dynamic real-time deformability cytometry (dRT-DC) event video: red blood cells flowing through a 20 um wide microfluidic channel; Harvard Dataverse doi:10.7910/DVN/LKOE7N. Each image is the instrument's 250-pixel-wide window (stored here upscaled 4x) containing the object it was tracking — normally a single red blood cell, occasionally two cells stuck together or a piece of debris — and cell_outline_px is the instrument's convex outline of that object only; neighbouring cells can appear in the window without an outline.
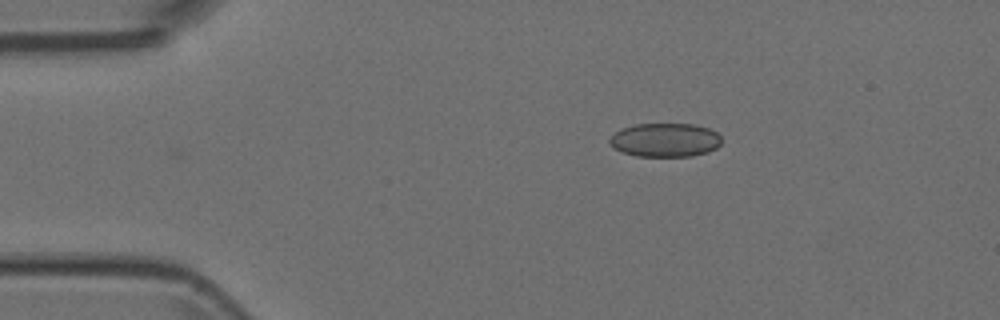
{"species": "Egyptian fruit bat (a non-hibernating species)", "species_latin": "Rousettus aegyptiacus", "temperature_condition": "room temperature", "stored_images_in_passage": 3, "camera_frame_rate_fps": 3000, "um_per_image_px": 0.085, "animal": {"sex": "female"}, "frame": {"image": 1, "passage_image": 3, "time_ms": 0.667, "image_size_px": [1000, 320], "cell_outline_px": [[720, 144], [716, 148], [708, 152], [692, 156], [636, 156], [620, 152], [612, 148], [608, 140], [620, 128], [636, 124], [696, 124], [708, 128], [716, 132], [720, 136]], "centroid_in_image_um": [56.51, 11.9], "position_along_channel_um": 28.5, "area_um2": 22.2}}